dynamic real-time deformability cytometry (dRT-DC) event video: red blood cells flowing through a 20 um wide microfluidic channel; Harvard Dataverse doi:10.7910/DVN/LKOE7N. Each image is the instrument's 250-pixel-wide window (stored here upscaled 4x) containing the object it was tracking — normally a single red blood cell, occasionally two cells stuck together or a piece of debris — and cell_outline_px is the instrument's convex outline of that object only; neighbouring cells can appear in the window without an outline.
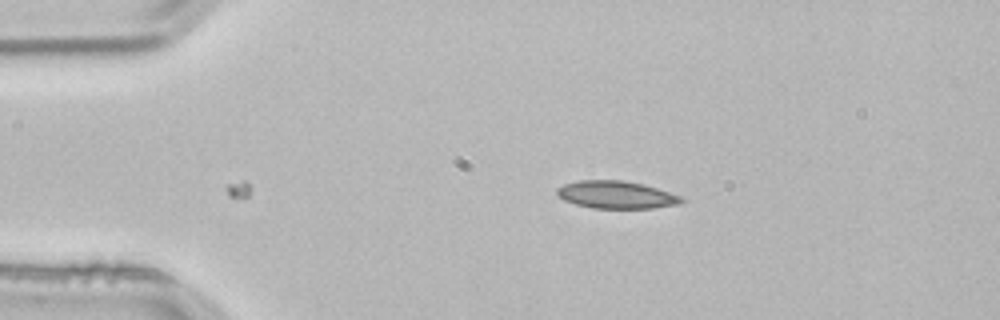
{"species": "common noctule bat (a hibernating species)", "species_latin": "Nyctalus noctula", "temperature_condition": "room temperature", "stored_images_in_passage": 2, "camera_frame_rate_fps": 3000, "um_per_image_px": 0.085, "animal": {"sex": "male", "body_mass_g": 21.5, "forearm_length_mm": 52.0}, "frame": {"image": 1, "passage_image": 2, "time_ms": 0.333, "image_size_px": [1000, 320], "cell_outline_px": [[688, 200], [680, 204], [652, 208], [592, 208], [576, 204], [564, 200], [556, 192], [556, 188], [564, 184], [576, 180], [620, 180], [640, 184], [656, 188], [680, 196]], "centroid_in_image_um": [52.38, 16.56], "position_along_channel_um": 32.6, "area_um2": 19.88}}